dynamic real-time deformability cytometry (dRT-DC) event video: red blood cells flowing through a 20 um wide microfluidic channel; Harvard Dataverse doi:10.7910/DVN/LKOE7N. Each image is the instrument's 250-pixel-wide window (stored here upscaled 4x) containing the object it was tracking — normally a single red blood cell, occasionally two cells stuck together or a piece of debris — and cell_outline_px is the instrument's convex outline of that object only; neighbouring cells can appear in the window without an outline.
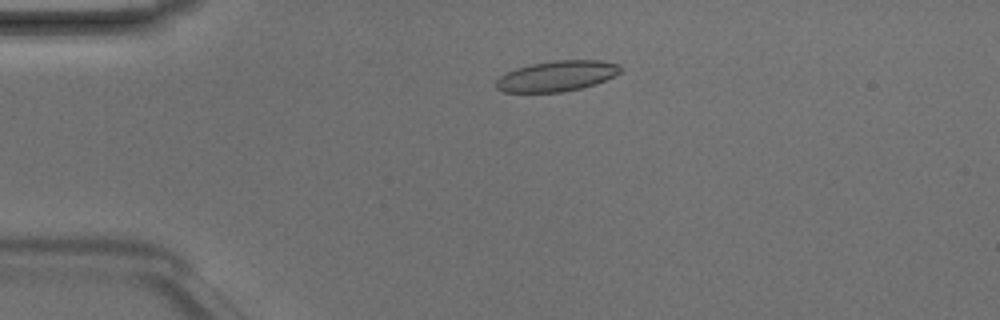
{"species": "Egyptian fruit bat (a non-hibernating species)", "species_latin": "Rousettus aegyptiacus", "temperature_condition": "room temperature", "stored_images_in_passage": 7, "camera_frame_rate_fps": 3000, "um_per_image_px": 0.085, "animal": {"sex": "male"}, "frame": {"image": 1, "passage_image": 3, "time_ms": 0.667, "image_size_px": [1000, 320], "cell_outline_px": [[620, 72], [596, 84], [564, 92], [504, 92], [496, 88], [496, 80], [500, 76], [516, 68], [532, 64], [552, 60], [600, 60], [620, 64]], "centroid_in_image_um": [47.32, 6.46], "position_along_channel_um": 37.7, "area_um2": 22.02}}
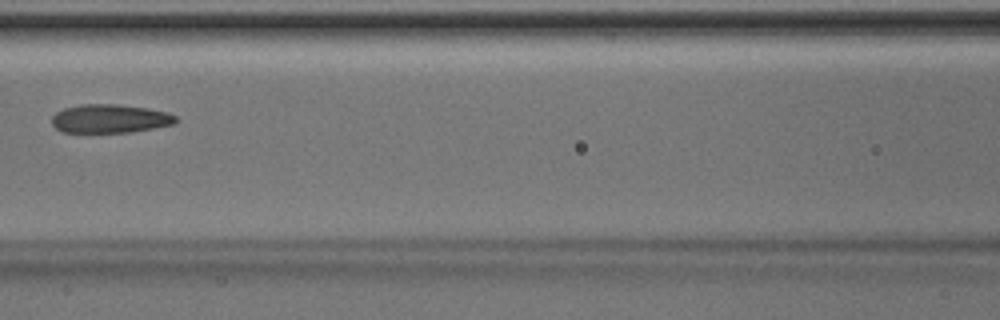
{"frame": {"image": 2, "passage_image": 6, "time_ms": 1.667, "image_size_px": [1000, 320], "cell_outline_px": [[180, 120], [176, 124], [132, 132], [60, 132], [52, 124], [52, 116], [56, 112], [64, 108], [80, 104], [116, 104], [148, 108], [168, 112], [176, 116]], "centroid_in_image_um": [9.38, 10.08], "position_along_channel_um": 157.2, "area_um2": 20.92}}